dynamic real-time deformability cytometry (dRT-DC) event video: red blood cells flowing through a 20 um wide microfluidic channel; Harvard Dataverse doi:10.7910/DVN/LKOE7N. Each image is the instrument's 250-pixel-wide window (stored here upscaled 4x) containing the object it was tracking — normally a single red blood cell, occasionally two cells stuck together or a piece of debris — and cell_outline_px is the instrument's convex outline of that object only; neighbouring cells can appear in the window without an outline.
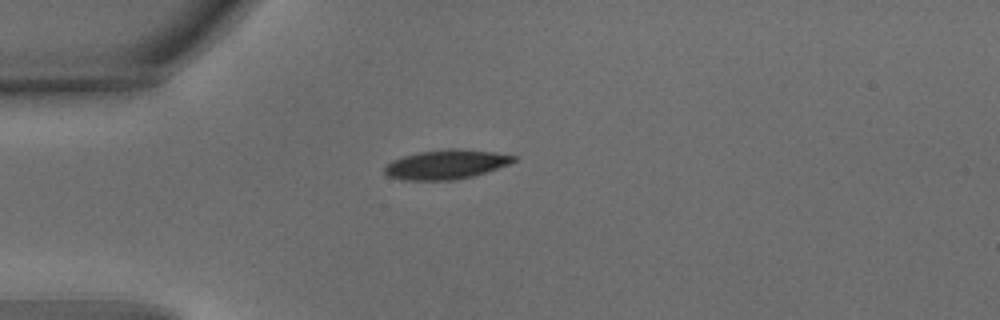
{"species": "common noctule bat (a hibernating species)", "species_latin": "Nyctalus noctula", "temperature_condition": "warm", "stored_images_in_passage": 40, "camera_frame_rate_fps": 3000, "um_per_image_px": 0.085, "animal": {"sex": "male", "body_mass_g": 15.6}, "frame": {"image": 1, "passage_image": 1, "time_ms": 0.0, "image_size_px": [1000, 320], "cell_outline_px": [[516, 160], [508, 164], [472, 176], [452, 180], [404, 180], [388, 176], [384, 172], [384, 168], [392, 160], [404, 156], [420, 152], [448, 148], [456, 148], [496, 152], [516, 156]], "centroid_in_image_um": [37.91, 13.97], "position_along_channel_um": 47.1, "area_um2": 21.85}}
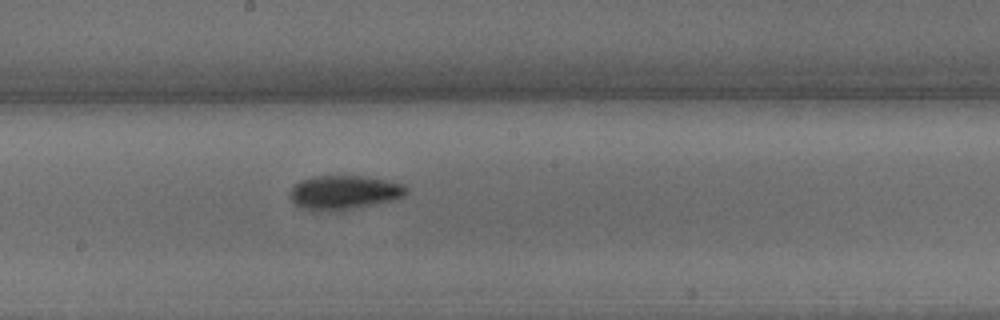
{"frame": {"image": 2, "passage_image": 16, "time_ms": 5.0, "image_size_px": [1000, 320], "cell_outline_px": [[408, 192], [404, 196], [392, 200], [376, 204], [340, 212], [312, 212], [300, 208], [288, 196], [288, 192], [300, 180], [316, 176], [360, 176], [388, 180], [404, 184], [408, 188]], "centroid_in_image_um": [29.22, 16.39], "position_along_channel_um": 219.0, "area_um2": 23.76}}
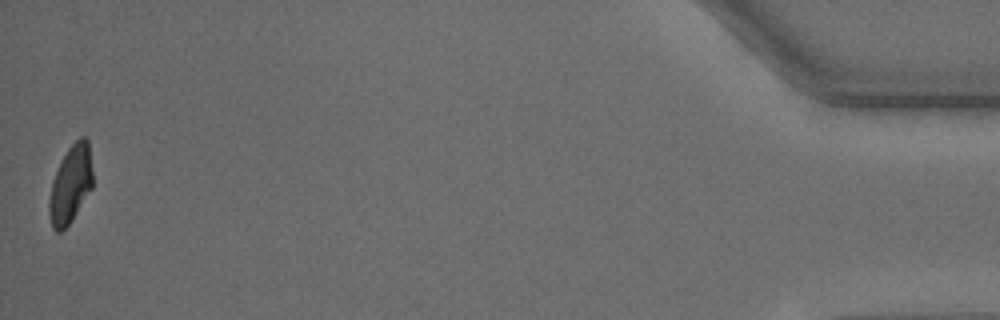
{"frame": {"image": 3, "passage_image": 40, "time_ms": 13.0, "image_size_px": [1000, 320], "cell_outline_px": [[92, 188], [72, 220], [60, 232], [56, 232], [52, 228], [48, 212], [48, 200], [52, 180], [68, 148], [80, 136], [84, 136], [88, 140], [92, 172]], "centroid_in_image_um": [5.98, 15.69], "position_along_channel_um": 429.2, "area_um2": 19.59}, "authors_computed_cell_mechanics": {"area_um2": 21.6461, "velocity_mm_per_s": 3.7647, "shape_relaxation_time_tau1_ms": 3.3458, "shape_relaxation_time_tau2_ms": 4.1118, "deformation_change_tau1": 0.1339, "deformation_change_tau2": 0.0917}}